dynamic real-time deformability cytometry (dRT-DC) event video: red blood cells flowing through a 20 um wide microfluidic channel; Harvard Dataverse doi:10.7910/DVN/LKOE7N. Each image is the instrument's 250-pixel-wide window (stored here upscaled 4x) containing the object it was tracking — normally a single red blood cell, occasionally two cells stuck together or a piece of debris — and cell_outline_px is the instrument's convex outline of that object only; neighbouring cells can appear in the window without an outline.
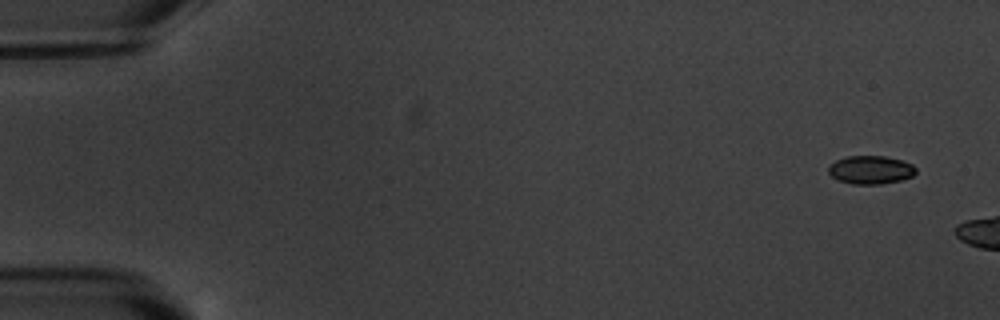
{"species": "common noctule bat (a hibernating species)", "species_latin": "Nyctalus noctula", "temperature_condition": "warm", "stored_images_in_passage": 2, "segment_of_instrument_passage": [2, 2], "camera_frame_rate_fps": 3000, "um_per_image_px": 0.085, "animal": {"sex": "male", "body_mass_g": 20.1, "forearm_length_mm": 53.5}, "frame": {"image": 1, "passage_image": 2, "time_ms": 2.333, "image_size_px": [1000, 320], "cell_outline_px": [[916, 172], [912, 176], [900, 180], [880, 184], [852, 184], [840, 180], [832, 176], [828, 172], [828, 168], [836, 160], [848, 156], [884, 156], [900, 160], [912, 164], [916, 168]], "centroid_in_image_um": [74.01, 14.43], "position_along_channel_um": 11.0, "area_um2": 14.22}}